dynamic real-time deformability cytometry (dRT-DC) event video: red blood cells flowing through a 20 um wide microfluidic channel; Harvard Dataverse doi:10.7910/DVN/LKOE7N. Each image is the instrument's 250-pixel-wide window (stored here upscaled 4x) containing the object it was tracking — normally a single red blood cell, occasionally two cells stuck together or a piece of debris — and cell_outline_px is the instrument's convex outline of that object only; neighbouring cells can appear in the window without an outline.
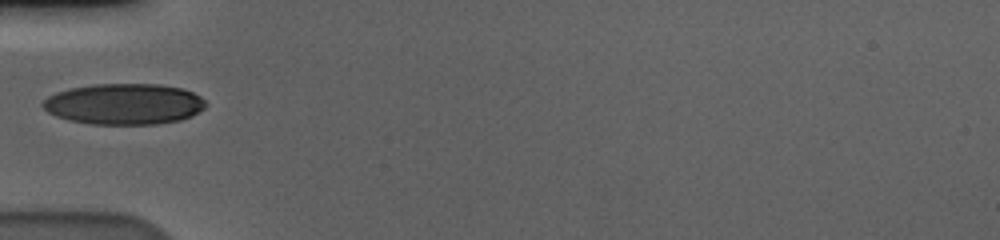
{"species": "human", "species_latin": "Homo sapiens", "temperature_condition": "cold", "stored_images_in_passage": 38, "camera_frame_rate_fps": 3000, "um_per_image_px": 0.085, "donor": {"sex": "male"}, "frame": {"image": 1, "passage_image": 1, "time_ms": 0.0, "image_size_px": [1000, 240], "cell_outline_px": [[208, 104], [204, 108], [192, 116], [180, 120], [156, 124], [92, 124], [68, 120], [56, 116], [48, 112], [40, 104], [48, 96], [56, 92], [68, 88], [92, 84], [160, 84], [184, 88], [200, 96]], "centroid_in_image_um": [10.55, 8.83], "position_along_channel_um": 74.5, "area_um2": 39.19}}
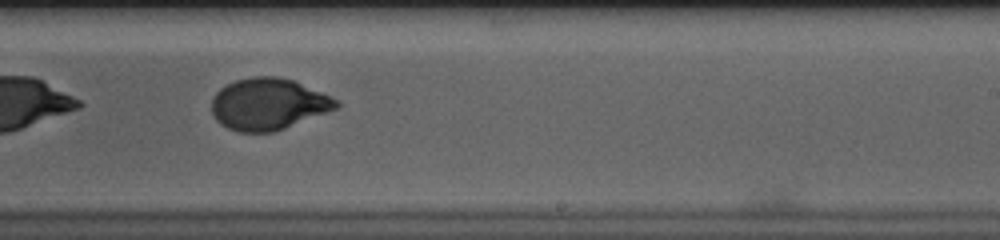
{"frame": {"image": 2, "passage_image": 17, "time_ms": 5.333, "image_size_px": [1000, 240], "cell_outline_px": [[340, 108], [284, 128], [272, 132], [236, 132], [220, 124], [216, 120], [212, 112], [212, 96], [220, 88], [236, 80], [256, 76], [276, 76], [292, 80], [320, 92], [336, 100], [340, 104]], "centroid_in_image_um": [22.78, 8.86], "position_along_channel_um": 266.2, "area_um2": 37.28}, "authors_computed_cell_mechanics": {"area_um2": 37.5122, "velocity_mm_per_s": 3.5896, "shape_relaxation_time_tau1_ms": 3.8878, "shape_relaxation_time_tau2_ms": null, "deformation_change_tau1": 0.1773, "deformation_change_tau2": null}}